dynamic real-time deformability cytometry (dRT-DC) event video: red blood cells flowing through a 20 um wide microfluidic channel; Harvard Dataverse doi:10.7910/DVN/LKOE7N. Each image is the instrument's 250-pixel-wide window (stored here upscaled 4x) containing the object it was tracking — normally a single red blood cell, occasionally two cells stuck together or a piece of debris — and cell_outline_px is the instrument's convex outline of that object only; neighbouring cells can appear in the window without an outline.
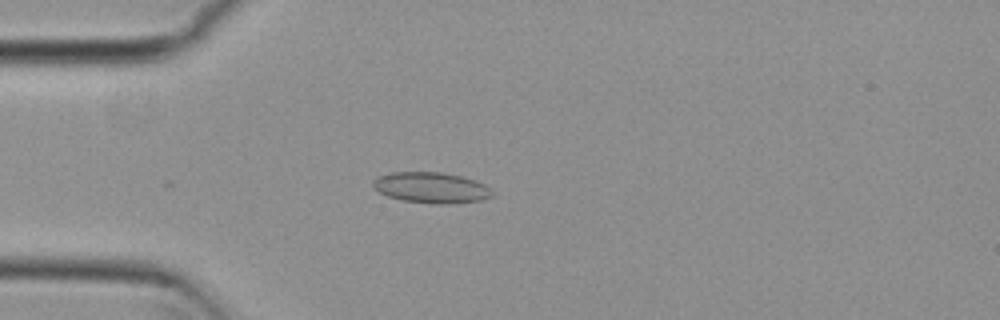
{"species": "common noctule bat (a hibernating species)", "species_latin": "Nyctalus noctula", "temperature_condition": "cold", "stored_images_in_passage": 54, "camera_frame_rate_fps": 3000, "um_per_image_px": 0.085, "animal": {"sex": "female", "body_mass_g": 29.2, "forearm_length_mm": 56.3}, "frame": {"image": 1, "passage_image": 14, "time_ms": 4.333, "image_size_px": [1000, 320], "cell_outline_px": [[492, 196], [480, 200], [448, 204], [432, 204], [404, 200], [388, 196], [380, 192], [372, 184], [372, 180], [376, 176], [392, 172], [444, 172], [460, 176], [484, 184], [492, 188]], "centroid_in_image_um": [36.64, 15.94], "position_along_channel_um": 48.4, "area_um2": 21.33}}
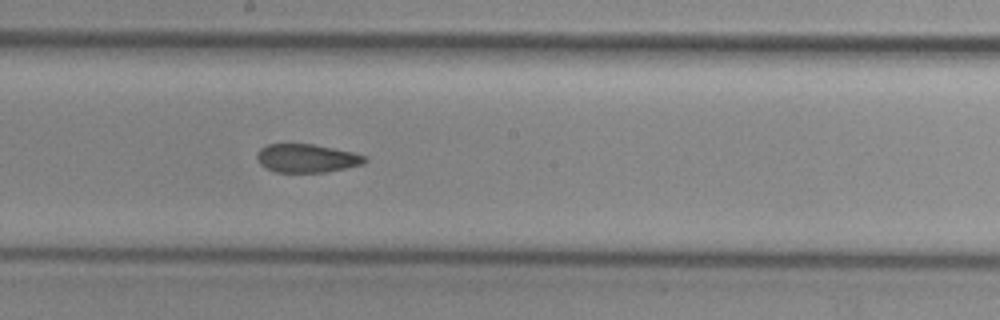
{"frame": {"image": 2, "passage_image": 29, "time_ms": 9.333, "image_size_px": [1000, 320], "cell_outline_px": [[368, 160], [364, 164], [324, 172], [276, 172], [260, 164], [256, 156], [260, 148], [268, 144], [312, 144], [352, 152], [364, 156]], "centroid_in_image_um": [26.06, 13.45], "position_along_channel_um": 222.1, "area_um2": 17.63}}
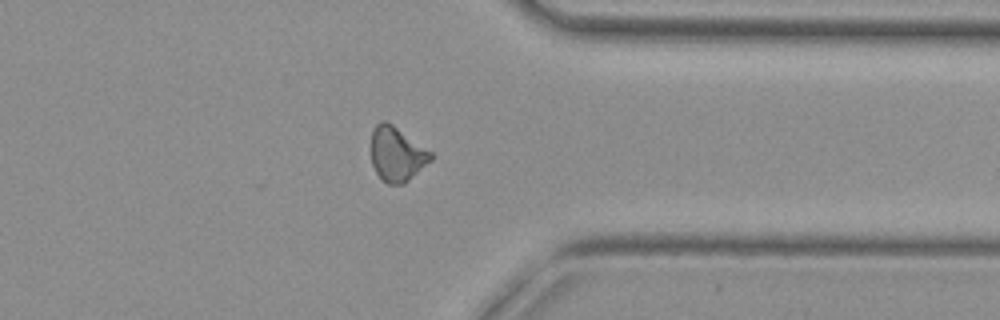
{"frame": {"image": 3, "passage_image": 42, "time_ms": 13.667, "image_size_px": [1000, 320], "cell_outline_px": [[432, 160], [404, 184], [388, 184], [376, 172], [372, 164], [372, 128], [380, 120], [384, 120], [392, 124], [432, 152]], "centroid_in_image_um": [33.73, 13.09], "position_along_channel_um": 377.7, "area_um2": 18.79}, "authors_computed_cell_mechanics": {"area_um2": 19.2185, "velocity_mm_per_s": 3.7384, "shape_relaxation_time_tau1_ms": null, "shape_relaxation_time_tau2_ms": 2.4236, "deformation_change_tau1": null, "deformation_change_tau2": 0.0807}}